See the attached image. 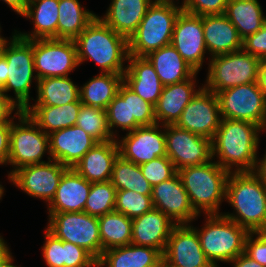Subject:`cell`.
Segmentation results:
<instances>
[{"mask_svg": "<svg viewBox=\"0 0 266 267\" xmlns=\"http://www.w3.org/2000/svg\"><path fill=\"white\" fill-rule=\"evenodd\" d=\"M116 188L110 182H93L86 200L84 212L91 216H102L115 210Z\"/></svg>", "mask_w": 266, "mask_h": 267, "instance_id": "f35d334b", "label": "cell"}, {"mask_svg": "<svg viewBox=\"0 0 266 267\" xmlns=\"http://www.w3.org/2000/svg\"><path fill=\"white\" fill-rule=\"evenodd\" d=\"M76 125L97 142L115 140L109 130L107 113L104 109L81 104Z\"/></svg>", "mask_w": 266, "mask_h": 267, "instance_id": "74e56055", "label": "cell"}, {"mask_svg": "<svg viewBox=\"0 0 266 267\" xmlns=\"http://www.w3.org/2000/svg\"><path fill=\"white\" fill-rule=\"evenodd\" d=\"M202 229L197 231L200 245L208 261L213 267H219V262H231L245 252V241L250 233L246 228L223 216L210 214Z\"/></svg>", "mask_w": 266, "mask_h": 267, "instance_id": "5b68a950", "label": "cell"}, {"mask_svg": "<svg viewBox=\"0 0 266 267\" xmlns=\"http://www.w3.org/2000/svg\"><path fill=\"white\" fill-rule=\"evenodd\" d=\"M245 253L266 267V232H250L245 241Z\"/></svg>", "mask_w": 266, "mask_h": 267, "instance_id": "7dc6e473", "label": "cell"}, {"mask_svg": "<svg viewBox=\"0 0 266 267\" xmlns=\"http://www.w3.org/2000/svg\"><path fill=\"white\" fill-rule=\"evenodd\" d=\"M154 208L151 195H142L132 190H117L115 211L128 218H135Z\"/></svg>", "mask_w": 266, "mask_h": 267, "instance_id": "60d3db41", "label": "cell"}, {"mask_svg": "<svg viewBox=\"0 0 266 267\" xmlns=\"http://www.w3.org/2000/svg\"><path fill=\"white\" fill-rule=\"evenodd\" d=\"M7 69L8 64L6 59L0 54V89L4 86L7 81Z\"/></svg>", "mask_w": 266, "mask_h": 267, "instance_id": "9f6ffc18", "label": "cell"}, {"mask_svg": "<svg viewBox=\"0 0 266 267\" xmlns=\"http://www.w3.org/2000/svg\"><path fill=\"white\" fill-rule=\"evenodd\" d=\"M0 32H1V26H0ZM0 38H5V37H3V36L1 35V33H0Z\"/></svg>", "mask_w": 266, "mask_h": 267, "instance_id": "e7e4bbea", "label": "cell"}, {"mask_svg": "<svg viewBox=\"0 0 266 267\" xmlns=\"http://www.w3.org/2000/svg\"><path fill=\"white\" fill-rule=\"evenodd\" d=\"M106 113L109 130L115 139H119L117 131L112 130L115 127L130 132L129 88L124 83L120 85L117 95L109 103Z\"/></svg>", "mask_w": 266, "mask_h": 267, "instance_id": "ab89813d", "label": "cell"}, {"mask_svg": "<svg viewBox=\"0 0 266 267\" xmlns=\"http://www.w3.org/2000/svg\"><path fill=\"white\" fill-rule=\"evenodd\" d=\"M123 74V83L154 107L161 95L163 85L153 65L146 57L129 55Z\"/></svg>", "mask_w": 266, "mask_h": 267, "instance_id": "cb8c5ba5", "label": "cell"}, {"mask_svg": "<svg viewBox=\"0 0 266 267\" xmlns=\"http://www.w3.org/2000/svg\"><path fill=\"white\" fill-rule=\"evenodd\" d=\"M130 131L157 123L155 107L129 89Z\"/></svg>", "mask_w": 266, "mask_h": 267, "instance_id": "b9f144b4", "label": "cell"}, {"mask_svg": "<svg viewBox=\"0 0 266 267\" xmlns=\"http://www.w3.org/2000/svg\"><path fill=\"white\" fill-rule=\"evenodd\" d=\"M153 0H111L104 16L106 25L127 40L136 32Z\"/></svg>", "mask_w": 266, "mask_h": 267, "instance_id": "4316f807", "label": "cell"}, {"mask_svg": "<svg viewBox=\"0 0 266 267\" xmlns=\"http://www.w3.org/2000/svg\"><path fill=\"white\" fill-rule=\"evenodd\" d=\"M81 102H71L62 106H29L25 112L46 134L73 125L81 108Z\"/></svg>", "mask_w": 266, "mask_h": 267, "instance_id": "4dcf8cb0", "label": "cell"}, {"mask_svg": "<svg viewBox=\"0 0 266 267\" xmlns=\"http://www.w3.org/2000/svg\"><path fill=\"white\" fill-rule=\"evenodd\" d=\"M233 267H264L256 260L249 257L245 252L238 255L234 260L231 262Z\"/></svg>", "mask_w": 266, "mask_h": 267, "instance_id": "816d5d0a", "label": "cell"}, {"mask_svg": "<svg viewBox=\"0 0 266 267\" xmlns=\"http://www.w3.org/2000/svg\"><path fill=\"white\" fill-rule=\"evenodd\" d=\"M12 253L9 251L1 260H0V267H18L13 265V256Z\"/></svg>", "mask_w": 266, "mask_h": 267, "instance_id": "6f0895ef", "label": "cell"}, {"mask_svg": "<svg viewBox=\"0 0 266 267\" xmlns=\"http://www.w3.org/2000/svg\"><path fill=\"white\" fill-rule=\"evenodd\" d=\"M176 224L162 211L153 208L151 211L132 219L131 243L165 250L169 236Z\"/></svg>", "mask_w": 266, "mask_h": 267, "instance_id": "44dd1931", "label": "cell"}, {"mask_svg": "<svg viewBox=\"0 0 266 267\" xmlns=\"http://www.w3.org/2000/svg\"><path fill=\"white\" fill-rule=\"evenodd\" d=\"M110 182L116 190H132L142 195L152 194V186L143 176L140 166L120 155L114 162Z\"/></svg>", "mask_w": 266, "mask_h": 267, "instance_id": "8d00e7d4", "label": "cell"}, {"mask_svg": "<svg viewBox=\"0 0 266 267\" xmlns=\"http://www.w3.org/2000/svg\"><path fill=\"white\" fill-rule=\"evenodd\" d=\"M102 252L131 244L132 219L117 211L98 217Z\"/></svg>", "mask_w": 266, "mask_h": 267, "instance_id": "d590c367", "label": "cell"}, {"mask_svg": "<svg viewBox=\"0 0 266 267\" xmlns=\"http://www.w3.org/2000/svg\"><path fill=\"white\" fill-rule=\"evenodd\" d=\"M33 58L38 79L68 76L79 66L76 44L70 39L33 40Z\"/></svg>", "mask_w": 266, "mask_h": 267, "instance_id": "7c38bea8", "label": "cell"}, {"mask_svg": "<svg viewBox=\"0 0 266 267\" xmlns=\"http://www.w3.org/2000/svg\"><path fill=\"white\" fill-rule=\"evenodd\" d=\"M4 39H5V38H0V45H1V43L3 42Z\"/></svg>", "mask_w": 266, "mask_h": 267, "instance_id": "be15d7a7", "label": "cell"}, {"mask_svg": "<svg viewBox=\"0 0 266 267\" xmlns=\"http://www.w3.org/2000/svg\"><path fill=\"white\" fill-rule=\"evenodd\" d=\"M67 166L48 157L47 162L28 165L15 170L9 181L29 196L39 198L48 204L52 201L59 181Z\"/></svg>", "mask_w": 266, "mask_h": 267, "instance_id": "5bb4252c", "label": "cell"}, {"mask_svg": "<svg viewBox=\"0 0 266 267\" xmlns=\"http://www.w3.org/2000/svg\"><path fill=\"white\" fill-rule=\"evenodd\" d=\"M0 54L8 64V77L2 91L8 95L7 92L13 90L14 103L21 111H25L30 106L32 80L38 82V76L34 74L36 71L33 58V40H25L14 32L10 41L5 38L1 43Z\"/></svg>", "mask_w": 266, "mask_h": 267, "instance_id": "8992f818", "label": "cell"}, {"mask_svg": "<svg viewBox=\"0 0 266 267\" xmlns=\"http://www.w3.org/2000/svg\"><path fill=\"white\" fill-rule=\"evenodd\" d=\"M202 26L207 52L211 57L243 48V40L236 27L224 14L202 16Z\"/></svg>", "mask_w": 266, "mask_h": 267, "instance_id": "484cf974", "label": "cell"}, {"mask_svg": "<svg viewBox=\"0 0 266 267\" xmlns=\"http://www.w3.org/2000/svg\"><path fill=\"white\" fill-rule=\"evenodd\" d=\"M207 79L203 87L217 94L225 89L257 82L261 59L243 48L209 59Z\"/></svg>", "mask_w": 266, "mask_h": 267, "instance_id": "ba28073f", "label": "cell"}, {"mask_svg": "<svg viewBox=\"0 0 266 267\" xmlns=\"http://www.w3.org/2000/svg\"><path fill=\"white\" fill-rule=\"evenodd\" d=\"M59 0H33L26 6L23 17L32 20L33 32L15 33L25 40L57 39Z\"/></svg>", "mask_w": 266, "mask_h": 267, "instance_id": "f1b7e54d", "label": "cell"}, {"mask_svg": "<svg viewBox=\"0 0 266 267\" xmlns=\"http://www.w3.org/2000/svg\"><path fill=\"white\" fill-rule=\"evenodd\" d=\"M79 0H59L57 39L74 40L97 16Z\"/></svg>", "mask_w": 266, "mask_h": 267, "instance_id": "e575fe53", "label": "cell"}, {"mask_svg": "<svg viewBox=\"0 0 266 267\" xmlns=\"http://www.w3.org/2000/svg\"><path fill=\"white\" fill-rule=\"evenodd\" d=\"M63 267H97V260L83 247L63 241Z\"/></svg>", "mask_w": 266, "mask_h": 267, "instance_id": "ee69618b", "label": "cell"}, {"mask_svg": "<svg viewBox=\"0 0 266 267\" xmlns=\"http://www.w3.org/2000/svg\"><path fill=\"white\" fill-rule=\"evenodd\" d=\"M162 260L163 255L159 250L131 243L102 252L97 267H154Z\"/></svg>", "mask_w": 266, "mask_h": 267, "instance_id": "83f0119b", "label": "cell"}, {"mask_svg": "<svg viewBox=\"0 0 266 267\" xmlns=\"http://www.w3.org/2000/svg\"><path fill=\"white\" fill-rule=\"evenodd\" d=\"M179 5L153 2L147 9L136 32L128 40L129 55L145 57L150 52L171 44Z\"/></svg>", "mask_w": 266, "mask_h": 267, "instance_id": "52a82bcc", "label": "cell"}, {"mask_svg": "<svg viewBox=\"0 0 266 267\" xmlns=\"http://www.w3.org/2000/svg\"><path fill=\"white\" fill-rule=\"evenodd\" d=\"M18 123L11 122L10 148L8 163L13 170L9 176L21 167L43 163L41 160L49 150V136L28 116L25 111L18 114Z\"/></svg>", "mask_w": 266, "mask_h": 267, "instance_id": "9c48e42d", "label": "cell"}, {"mask_svg": "<svg viewBox=\"0 0 266 267\" xmlns=\"http://www.w3.org/2000/svg\"><path fill=\"white\" fill-rule=\"evenodd\" d=\"M7 242L4 241L2 236H0V260L10 251Z\"/></svg>", "mask_w": 266, "mask_h": 267, "instance_id": "680465c9", "label": "cell"}, {"mask_svg": "<svg viewBox=\"0 0 266 267\" xmlns=\"http://www.w3.org/2000/svg\"><path fill=\"white\" fill-rule=\"evenodd\" d=\"M3 194H4V187L0 184V200L2 199Z\"/></svg>", "mask_w": 266, "mask_h": 267, "instance_id": "94428289", "label": "cell"}, {"mask_svg": "<svg viewBox=\"0 0 266 267\" xmlns=\"http://www.w3.org/2000/svg\"><path fill=\"white\" fill-rule=\"evenodd\" d=\"M261 131L252 122L222 118L211 140L212 158L228 172H254Z\"/></svg>", "mask_w": 266, "mask_h": 267, "instance_id": "6da1fadb", "label": "cell"}, {"mask_svg": "<svg viewBox=\"0 0 266 267\" xmlns=\"http://www.w3.org/2000/svg\"><path fill=\"white\" fill-rule=\"evenodd\" d=\"M11 122L0 123V165H7L10 148Z\"/></svg>", "mask_w": 266, "mask_h": 267, "instance_id": "f907efd6", "label": "cell"}, {"mask_svg": "<svg viewBox=\"0 0 266 267\" xmlns=\"http://www.w3.org/2000/svg\"><path fill=\"white\" fill-rule=\"evenodd\" d=\"M162 255L164 264L169 267H213L192 225H176Z\"/></svg>", "mask_w": 266, "mask_h": 267, "instance_id": "ac0fdd59", "label": "cell"}, {"mask_svg": "<svg viewBox=\"0 0 266 267\" xmlns=\"http://www.w3.org/2000/svg\"><path fill=\"white\" fill-rule=\"evenodd\" d=\"M151 198L154 208L162 211L176 225H190L200 216L194 210L178 173L153 186Z\"/></svg>", "mask_w": 266, "mask_h": 267, "instance_id": "d6986e66", "label": "cell"}, {"mask_svg": "<svg viewBox=\"0 0 266 267\" xmlns=\"http://www.w3.org/2000/svg\"><path fill=\"white\" fill-rule=\"evenodd\" d=\"M36 103L32 106H62L80 101V88L68 76L38 79Z\"/></svg>", "mask_w": 266, "mask_h": 267, "instance_id": "d6a6232c", "label": "cell"}, {"mask_svg": "<svg viewBox=\"0 0 266 267\" xmlns=\"http://www.w3.org/2000/svg\"><path fill=\"white\" fill-rule=\"evenodd\" d=\"M257 83L266 97V59H262L260 62Z\"/></svg>", "mask_w": 266, "mask_h": 267, "instance_id": "f5cc1de1", "label": "cell"}, {"mask_svg": "<svg viewBox=\"0 0 266 267\" xmlns=\"http://www.w3.org/2000/svg\"><path fill=\"white\" fill-rule=\"evenodd\" d=\"M47 229L62 241L83 247L96 260L102 255L98 217L86 212L48 213Z\"/></svg>", "mask_w": 266, "mask_h": 267, "instance_id": "30bf717a", "label": "cell"}, {"mask_svg": "<svg viewBox=\"0 0 266 267\" xmlns=\"http://www.w3.org/2000/svg\"><path fill=\"white\" fill-rule=\"evenodd\" d=\"M196 72L191 78L176 84L163 86L161 95L155 105V118L157 124H176L184 108L199 92L196 89Z\"/></svg>", "mask_w": 266, "mask_h": 267, "instance_id": "7402d4cb", "label": "cell"}, {"mask_svg": "<svg viewBox=\"0 0 266 267\" xmlns=\"http://www.w3.org/2000/svg\"><path fill=\"white\" fill-rule=\"evenodd\" d=\"M139 166L143 176L152 187L172 178L177 173L174 164L167 156L158 157Z\"/></svg>", "mask_w": 266, "mask_h": 267, "instance_id": "7bdbcfd3", "label": "cell"}, {"mask_svg": "<svg viewBox=\"0 0 266 267\" xmlns=\"http://www.w3.org/2000/svg\"><path fill=\"white\" fill-rule=\"evenodd\" d=\"M167 157L176 170L204 164L212 159L211 140L175 124L163 125Z\"/></svg>", "mask_w": 266, "mask_h": 267, "instance_id": "4fadbf2b", "label": "cell"}, {"mask_svg": "<svg viewBox=\"0 0 266 267\" xmlns=\"http://www.w3.org/2000/svg\"><path fill=\"white\" fill-rule=\"evenodd\" d=\"M122 83L123 75L100 72L80 87V101L84 105L106 110Z\"/></svg>", "mask_w": 266, "mask_h": 267, "instance_id": "836d02e7", "label": "cell"}, {"mask_svg": "<svg viewBox=\"0 0 266 267\" xmlns=\"http://www.w3.org/2000/svg\"><path fill=\"white\" fill-rule=\"evenodd\" d=\"M221 117L266 125V97L258 83H249L225 89L217 94Z\"/></svg>", "mask_w": 266, "mask_h": 267, "instance_id": "8fae6325", "label": "cell"}, {"mask_svg": "<svg viewBox=\"0 0 266 267\" xmlns=\"http://www.w3.org/2000/svg\"><path fill=\"white\" fill-rule=\"evenodd\" d=\"M16 108V109H15ZM14 116L11 114L13 111ZM21 112V109L17 107L14 103V98L12 96L6 95L2 89H0V123L1 122H12L14 118Z\"/></svg>", "mask_w": 266, "mask_h": 267, "instance_id": "681fc988", "label": "cell"}, {"mask_svg": "<svg viewBox=\"0 0 266 267\" xmlns=\"http://www.w3.org/2000/svg\"><path fill=\"white\" fill-rule=\"evenodd\" d=\"M243 49L261 60L266 59V21L261 29L243 40Z\"/></svg>", "mask_w": 266, "mask_h": 267, "instance_id": "c3c4849f", "label": "cell"}, {"mask_svg": "<svg viewBox=\"0 0 266 267\" xmlns=\"http://www.w3.org/2000/svg\"><path fill=\"white\" fill-rule=\"evenodd\" d=\"M118 156L117 139L98 142L73 169L91 183L110 181L113 165Z\"/></svg>", "mask_w": 266, "mask_h": 267, "instance_id": "d4e9b609", "label": "cell"}, {"mask_svg": "<svg viewBox=\"0 0 266 267\" xmlns=\"http://www.w3.org/2000/svg\"><path fill=\"white\" fill-rule=\"evenodd\" d=\"M217 95L203 86L184 108L175 125L212 140L221 123Z\"/></svg>", "mask_w": 266, "mask_h": 267, "instance_id": "9a60e30c", "label": "cell"}, {"mask_svg": "<svg viewBox=\"0 0 266 267\" xmlns=\"http://www.w3.org/2000/svg\"><path fill=\"white\" fill-rule=\"evenodd\" d=\"M263 14L258 0H229L224 13L242 40L262 28L266 21Z\"/></svg>", "mask_w": 266, "mask_h": 267, "instance_id": "1f68e13d", "label": "cell"}, {"mask_svg": "<svg viewBox=\"0 0 266 267\" xmlns=\"http://www.w3.org/2000/svg\"><path fill=\"white\" fill-rule=\"evenodd\" d=\"M154 267H164V262H163V260H162L157 266H154Z\"/></svg>", "mask_w": 266, "mask_h": 267, "instance_id": "6125c7cd", "label": "cell"}, {"mask_svg": "<svg viewBox=\"0 0 266 267\" xmlns=\"http://www.w3.org/2000/svg\"><path fill=\"white\" fill-rule=\"evenodd\" d=\"M162 127L163 125L157 123L140 126L127 132L121 140L117 138L119 155L137 165L167 156L166 138Z\"/></svg>", "mask_w": 266, "mask_h": 267, "instance_id": "2e32d148", "label": "cell"}, {"mask_svg": "<svg viewBox=\"0 0 266 267\" xmlns=\"http://www.w3.org/2000/svg\"><path fill=\"white\" fill-rule=\"evenodd\" d=\"M52 160L73 168L98 142L77 125L54 131L49 135Z\"/></svg>", "mask_w": 266, "mask_h": 267, "instance_id": "ffe728a7", "label": "cell"}, {"mask_svg": "<svg viewBox=\"0 0 266 267\" xmlns=\"http://www.w3.org/2000/svg\"><path fill=\"white\" fill-rule=\"evenodd\" d=\"M153 2H156V3H165V4H173V5H175V3H176V1H174V0H153Z\"/></svg>", "mask_w": 266, "mask_h": 267, "instance_id": "91938a15", "label": "cell"}, {"mask_svg": "<svg viewBox=\"0 0 266 267\" xmlns=\"http://www.w3.org/2000/svg\"><path fill=\"white\" fill-rule=\"evenodd\" d=\"M2 1L8 4V6L11 7V9L14 10V12H16L21 16L25 12L26 6L28 4L25 0H2Z\"/></svg>", "mask_w": 266, "mask_h": 267, "instance_id": "11a10c76", "label": "cell"}, {"mask_svg": "<svg viewBox=\"0 0 266 267\" xmlns=\"http://www.w3.org/2000/svg\"><path fill=\"white\" fill-rule=\"evenodd\" d=\"M228 1L229 0H183L180 6L183 11L194 15H220L225 13Z\"/></svg>", "mask_w": 266, "mask_h": 267, "instance_id": "f6af8a7d", "label": "cell"}, {"mask_svg": "<svg viewBox=\"0 0 266 267\" xmlns=\"http://www.w3.org/2000/svg\"><path fill=\"white\" fill-rule=\"evenodd\" d=\"M79 65L93 60L102 73L123 75L127 66L128 40L106 25L98 15L74 39ZM125 61V62H124Z\"/></svg>", "mask_w": 266, "mask_h": 267, "instance_id": "7a4b0ae2", "label": "cell"}, {"mask_svg": "<svg viewBox=\"0 0 266 267\" xmlns=\"http://www.w3.org/2000/svg\"><path fill=\"white\" fill-rule=\"evenodd\" d=\"M145 57L153 65L163 86L183 82L196 73L172 44L152 51Z\"/></svg>", "mask_w": 266, "mask_h": 267, "instance_id": "f546056e", "label": "cell"}, {"mask_svg": "<svg viewBox=\"0 0 266 267\" xmlns=\"http://www.w3.org/2000/svg\"><path fill=\"white\" fill-rule=\"evenodd\" d=\"M254 173L260 178L266 187V152L262 159H257Z\"/></svg>", "mask_w": 266, "mask_h": 267, "instance_id": "db71d44e", "label": "cell"}, {"mask_svg": "<svg viewBox=\"0 0 266 267\" xmlns=\"http://www.w3.org/2000/svg\"><path fill=\"white\" fill-rule=\"evenodd\" d=\"M225 201L235 214L223 216L249 232H266V187L254 172H230Z\"/></svg>", "mask_w": 266, "mask_h": 267, "instance_id": "3957f363", "label": "cell"}, {"mask_svg": "<svg viewBox=\"0 0 266 267\" xmlns=\"http://www.w3.org/2000/svg\"><path fill=\"white\" fill-rule=\"evenodd\" d=\"M171 44L196 71L203 66L207 47L204 40L202 16L181 11L176 19Z\"/></svg>", "mask_w": 266, "mask_h": 267, "instance_id": "e0dca14e", "label": "cell"}, {"mask_svg": "<svg viewBox=\"0 0 266 267\" xmlns=\"http://www.w3.org/2000/svg\"><path fill=\"white\" fill-rule=\"evenodd\" d=\"M45 243L43 244L42 256L48 267H63V241L45 230Z\"/></svg>", "mask_w": 266, "mask_h": 267, "instance_id": "bcb514c9", "label": "cell"}, {"mask_svg": "<svg viewBox=\"0 0 266 267\" xmlns=\"http://www.w3.org/2000/svg\"><path fill=\"white\" fill-rule=\"evenodd\" d=\"M213 158L200 165L177 171L194 210L200 215L221 214L220 204L226 200V185L230 172ZM203 210V211H202Z\"/></svg>", "mask_w": 266, "mask_h": 267, "instance_id": "277c9868", "label": "cell"}, {"mask_svg": "<svg viewBox=\"0 0 266 267\" xmlns=\"http://www.w3.org/2000/svg\"><path fill=\"white\" fill-rule=\"evenodd\" d=\"M91 182L68 168L62 175L55 195L48 205V213L84 212Z\"/></svg>", "mask_w": 266, "mask_h": 267, "instance_id": "603a6c76", "label": "cell"}]
</instances>
